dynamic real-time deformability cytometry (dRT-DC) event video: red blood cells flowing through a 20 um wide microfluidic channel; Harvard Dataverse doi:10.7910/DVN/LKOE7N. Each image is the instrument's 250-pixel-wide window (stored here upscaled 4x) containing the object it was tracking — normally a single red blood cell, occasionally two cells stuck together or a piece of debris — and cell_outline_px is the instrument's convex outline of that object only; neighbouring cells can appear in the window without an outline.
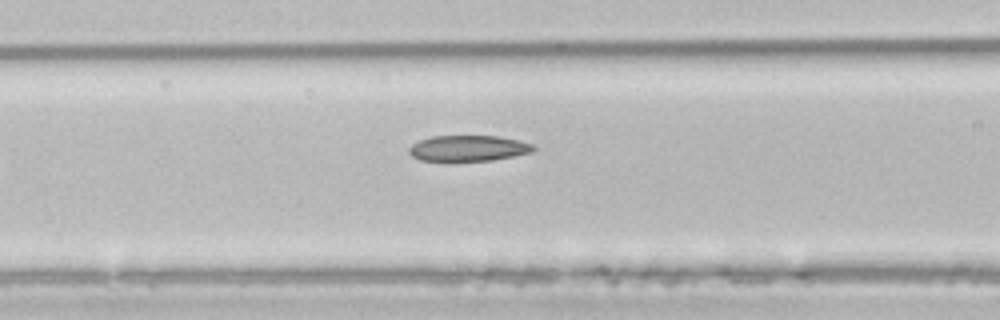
{"species": "common noctule bat (a hibernating species)", "species_latin": "Nyctalus noctula", "temperature_condition": "room temperature", "stored_images_in_passage": 5, "camera_frame_rate_fps": 3000, "um_per_image_px": 0.085, "animal": {"sex": "male", "body_mass_g": 21.5, "forearm_length_mm": 52.0}, "frame": {"image": 1, "passage_image": 5, "time_ms": 5.0, "image_size_px": [1000, 320], "cell_outline_px": [[536, 148], [532, 152], [492, 160], [420, 160], [412, 156], [408, 152], [408, 148], [412, 144], [420, 140], [432, 136], [496, 136], [520, 140], [532, 144]], "centroid_in_image_um": [39.8, 12.59], "position_along_channel_um": 126.8, "area_um2": 18.5}}